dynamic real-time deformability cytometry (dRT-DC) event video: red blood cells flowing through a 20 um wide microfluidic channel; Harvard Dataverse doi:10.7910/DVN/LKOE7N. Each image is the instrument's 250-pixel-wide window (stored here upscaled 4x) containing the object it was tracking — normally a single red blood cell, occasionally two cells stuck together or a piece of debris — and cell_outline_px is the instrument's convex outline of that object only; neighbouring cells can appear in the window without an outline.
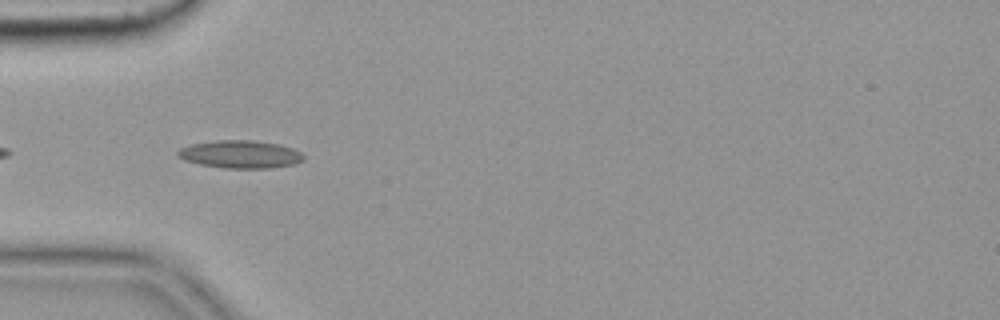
{"species": "common noctule bat (a hibernating species)", "species_latin": "Nyctalus noctula", "temperature_condition": "cold", "stored_images_in_passage": 16, "camera_frame_rate_fps": 3000, "um_per_image_px": 0.085, "animal": {"sex": "female", "body_mass_g": 19.9}, "frame": {"image": 1, "passage_image": 3, "time_ms": 0.667, "image_size_px": [1000, 320], "cell_outline_px": [[304, 160], [296, 164], [268, 168], [224, 168], [200, 164], [184, 160], [176, 156], [176, 152], [180, 148], [192, 144], [216, 140], [252, 140], [280, 144], [292, 148], [300, 152], [304, 156]], "centroid_in_image_um": [20.42, 13.11], "position_along_channel_um": 64.6, "area_um2": 20.46}}